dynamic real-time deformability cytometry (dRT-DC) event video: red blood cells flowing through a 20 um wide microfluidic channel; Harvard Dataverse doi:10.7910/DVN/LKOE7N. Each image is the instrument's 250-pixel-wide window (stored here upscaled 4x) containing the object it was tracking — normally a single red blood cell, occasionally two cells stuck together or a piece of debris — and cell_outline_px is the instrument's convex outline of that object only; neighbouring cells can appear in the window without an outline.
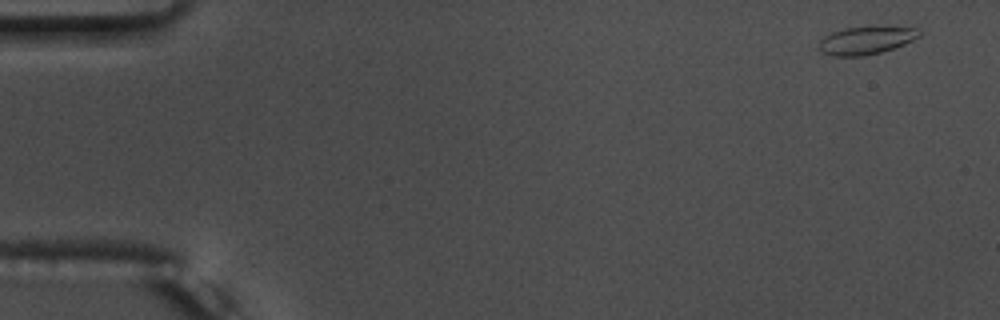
{"species": "common noctule bat (a hibernating species)", "species_latin": "Nyctalus noctula", "temperature_condition": "warm", "stored_images_in_passage": 54, "camera_frame_rate_fps": 3000, "um_per_image_px": 0.085, "animal": {"sex": "male", "body_mass_g": 17.5, "forearm_length_mm": 52.3}, "frame": {"image": 1, "passage_image": 1, "time_ms": 0.0, "image_size_px": [1000, 320], "cell_outline_px": [[920, 36], [904, 44], [880, 52], [860, 56], [832, 56], [820, 52], [820, 40], [824, 36], [832, 32], [844, 28], [916, 28], [920, 32]], "centroid_in_image_um": [73.55, 3.46], "position_along_channel_um": 11.4, "area_um2": 15.66}}
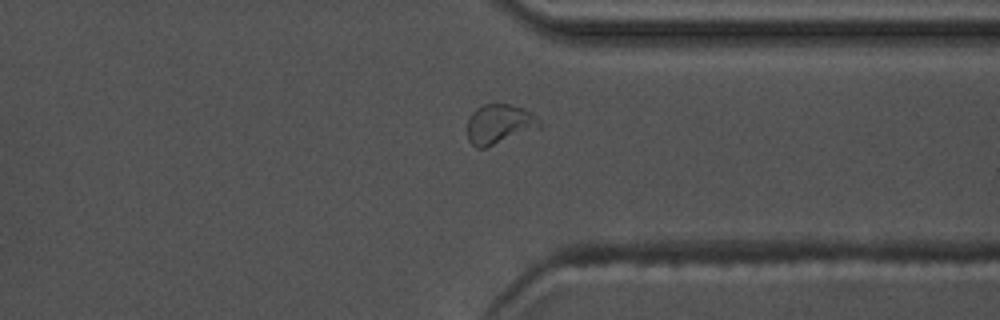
{"frame": {"image": 2, "passage_image": 41, "time_ms": 13.333, "image_size_px": [1000, 320], "cell_outline_px": [[544, 124], [540, 128], [484, 148], [476, 148], [468, 140], [468, 116], [476, 108], [484, 104], [508, 104], [524, 108], [532, 112]], "centroid_in_image_um": [42.47, 10.54], "position_along_channel_um": 368.9, "area_um2": 16.88}}
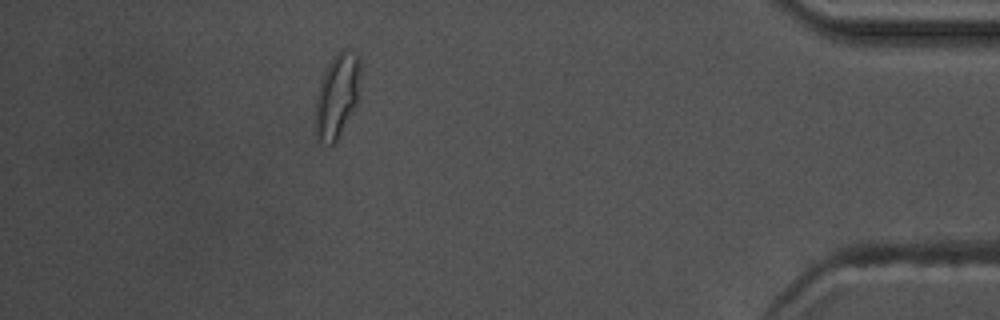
{"frame": {"image": 3, "passage_image": 48, "time_ms": 15.667, "image_size_px": [1000, 320], "cell_outline_px": [[360, 72], [356, 104], [336, 140], [332, 144], [316, 140], [312, 112], [316, 96], [324, 72], [332, 56], [340, 48], [344, 48], [356, 56], [360, 60]], "centroid_in_image_um": [28.58, 8.14], "position_along_channel_um": 406.6, "area_um2": 22.2}, "authors_computed_cell_mechanics": {"area_um2": 15.9817, "velocity_mm_per_s": 3.6929, "shape_relaxation_time_tau1_ms": 6.1117, "shape_relaxation_time_tau2_ms": null, "deformation_change_tau1": 0.1664, "deformation_change_tau2": null}}